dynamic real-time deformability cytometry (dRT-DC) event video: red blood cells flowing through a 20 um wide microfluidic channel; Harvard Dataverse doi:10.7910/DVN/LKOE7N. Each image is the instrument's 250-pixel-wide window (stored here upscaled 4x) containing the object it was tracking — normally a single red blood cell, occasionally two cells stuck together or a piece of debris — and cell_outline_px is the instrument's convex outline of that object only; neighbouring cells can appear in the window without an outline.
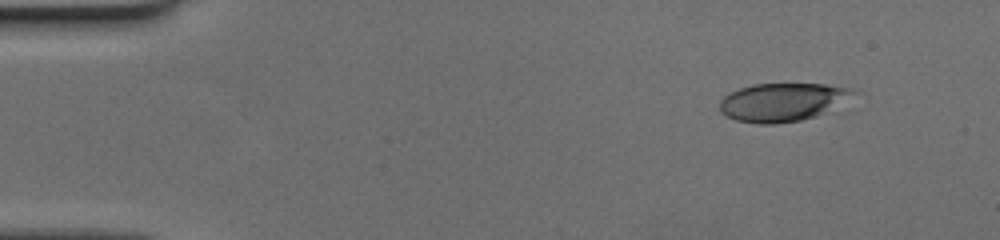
{"species": "human", "species_latin": "Homo sapiens", "temperature_condition": "cold", "stored_images_in_passage": 47, "camera_frame_rate_fps": 3000, "um_per_image_px": 0.085, "donor": {"sex": "female"}, "frame": {"image": 1, "passage_image": 1, "time_ms": 0.0, "image_size_px": [1000, 240], "cell_outline_px": [[860, 92], [816, 116], [800, 120], [772, 124], [760, 124], [736, 120], [720, 112], [720, 100], [724, 96], [740, 88], [752, 84], [824, 84], [848, 88]], "centroid_in_image_um": [66.48, 8.67], "position_along_channel_um": 18.5, "area_um2": 29.36}}
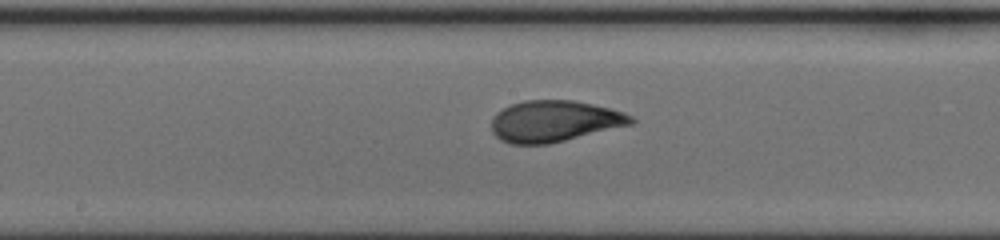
{"frame": {"image": 2, "passage_image": 23, "time_ms": 7.333, "image_size_px": [1000, 240], "cell_outline_px": [[636, 120], [632, 124], [548, 144], [512, 144], [500, 140], [492, 132], [492, 120], [496, 112], [512, 104], [524, 100], [572, 100], [592, 104], [624, 112], [632, 116]], "centroid_in_image_um": [47.1, 10.3], "position_along_channel_um": 201.1, "area_um2": 33.41}}
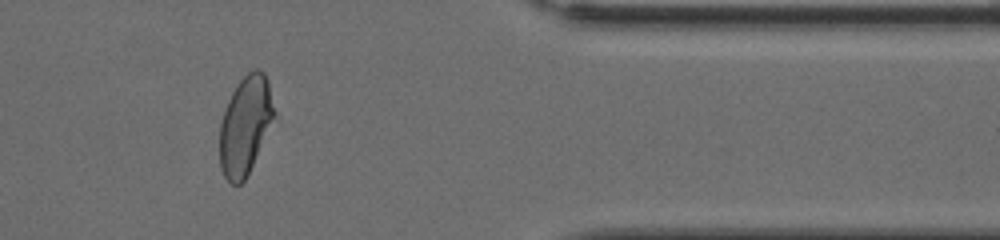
{"frame": {"image": 3, "passage_image": 39, "time_ms": 12.667, "image_size_px": [1000, 240], "cell_outline_px": [[276, 116], [244, 180], [240, 184], [232, 184], [224, 176], [220, 168], [220, 124], [228, 100], [232, 92], [240, 80], [252, 68], [260, 68], [264, 72], [268, 80]], "centroid_in_image_um": [20.86, 10.61], "position_along_channel_um": 390.5, "area_um2": 31.04}}